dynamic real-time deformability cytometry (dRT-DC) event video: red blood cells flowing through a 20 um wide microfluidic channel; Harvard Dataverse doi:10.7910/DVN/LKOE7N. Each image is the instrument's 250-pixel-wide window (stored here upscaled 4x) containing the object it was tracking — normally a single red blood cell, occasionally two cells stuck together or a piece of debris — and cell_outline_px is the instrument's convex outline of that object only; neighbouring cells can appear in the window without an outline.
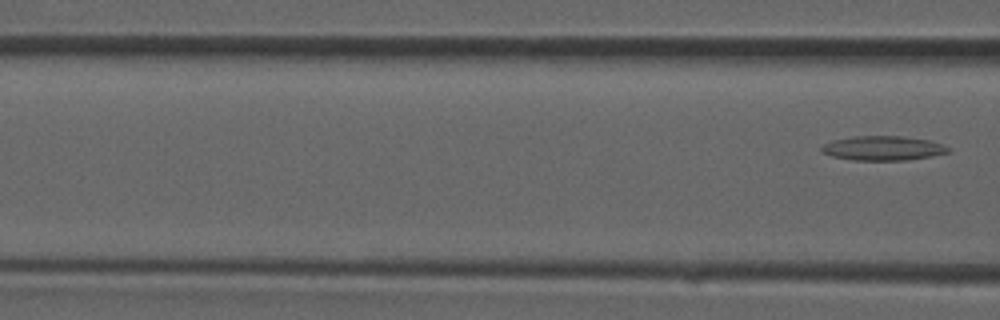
{"species": "common noctule bat (a hibernating species)", "species_latin": "Nyctalus noctula", "temperature_condition": "room temperature", "stored_images_in_passage": 5, "camera_frame_rate_fps": 3000, "um_per_image_px": 0.085, "animal": {"sex": "male", "forearm_length_mm": 52.5}, "frame": {"image": 1, "passage_image": 5, "time_ms": 1.333, "image_size_px": [1000, 320], "cell_outline_px": [[948, 152], [932, 156], [908, 160], [852, 160], [832, 156], [820, 152], [820, 148], [824, 144], [832, 140], [852, 136], [904, 136], [928, 140], [940, 144], [948, 148]], "centroid_in_image_um": [74.99, 12.59], "position_along_channel_um": 91.6, "area_um2": 17.98}}